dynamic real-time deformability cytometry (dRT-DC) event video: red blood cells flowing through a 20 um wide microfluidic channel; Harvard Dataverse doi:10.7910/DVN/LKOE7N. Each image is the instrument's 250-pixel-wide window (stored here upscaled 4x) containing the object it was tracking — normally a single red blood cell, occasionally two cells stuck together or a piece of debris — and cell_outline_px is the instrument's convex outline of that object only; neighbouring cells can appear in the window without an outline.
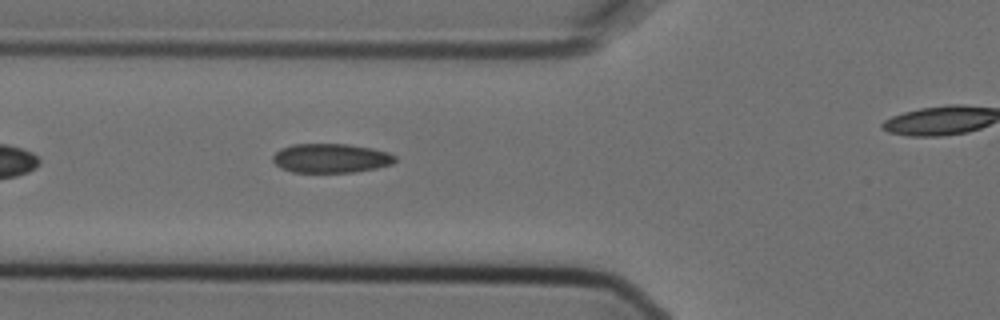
{"species": "Egyptian fruit bat (a non-hibernating species)", "species_latin": "Rousettus aegyptiacus", "temperature_condition": "cold", "stored_images_in_passage": 7, "segment_of_instrument_passage": [1, 2], "camera_frame_rate_fps": 3000, "um_per_image_px": 0.085, "animal": {"sex": "female"}, "frame": {"image": 1, "passage_image": 6, "time_ms": 1.667, "image_size_px": [1000, 320], "cell_outline_px": [[396, 160], [392, 164], [376, 168], [352, 172], [292, 172], [280, 168], [272, 160], [272, 156], [280, 148], [292, 144], [348, 144], [372, 148], [388, 152], [396, 156]], "centroid_in_image_um": [28.11, 13.44], "position_along_channel_um": 97.7, "area_um2": 20.87}}